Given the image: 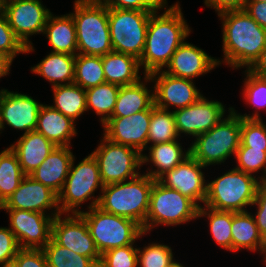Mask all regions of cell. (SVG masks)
I'll return each instance as SVG.
<instances>
[{
    "label": "cell",
    "instance_id": "obj_1",
    "mask_svg": "<svg viewBox=\"0 0 266 267\" xmlns=\"http://www.w3.org/2000/svg\"><path fill=\"white\" fill-rule=\"evenodd\" d=\"M164 12L157 10L150 16L143 53L139 59L142 74L163 70L177 48L188 38L191 28L184 19L179 1L168 6Z\"/></svg>",
    "mask_w": 266,
    "mask_h": 267
},
{
    "label": "cell",
    "instance_id": "obj_2",
    "mask_svg": "<svg viewBox=\"0 0 266 267\" xmlns=\"http://www.w3.org/2000/svg\"><path fill=\"white\" fill-rule=\"evenodd\" d=\"M222 22L223 59L232 69H249L266 48V29L262 28L245 10L227 11L218 15ZM246 67V68H245Z\"/></svg>",
    "mask_w": 266,
    "mask_h": 267
},
{
    "label": "cell",
    "instance_id": "obj_3",
    "mask_svg": "<svg viewBox=\"0 0 266 267\" xmlns=\"http://www.w3.org/2000/svg\"><path fill=\"white\" fill-rule=\"evenodd\" d=\"M154 181L143 172L133 179L104 185L97 207L104 212L134 220L143 227Z\"/></svg>",
    "mask_w": 266,
    "mask_h": 267
},
{
    "label": "cell",
    "instance_id": "obj_4",
    "mask_svg": "<svg viewBox=\"0 0 266 267\" xmlns=\"http://www.w3.org/2000/svg\"><path fill=\"white\" fill-rule=\"evenodd\" d=\"M73 6L78 54L102 57L112 52L108 7L100 0H75Z\"/></svg>",
    "mask_w": 266,
    "mask_h": 267
},
{
    "label": "cell",
    "instance_id": "obj_5",
    "mask_svg": "<svg viewBox=\"0 0 266 267\" xmlns=\"http://www.w3.org/2000/svg\"><path fill=\"white\" fill-rule=\"evenodd\" d=\"M228 115L212 129L201 133L189 145L190 155L205 167L221 165L230 157H235L240 146L241 118L227 108Z\"/></svg>",
    "mask_w": 266,
    "mask_h": 267
},
{
    "label": "cell",
    "instance_id": "obj_6",
    "mask_svg": "<svg viewBox=\"0 0 266 267\" xmlns=\"http://www.w3.org/2000/svg\"><path fill=\"white\" fill-rule=\"evenodd\" d=\"M255 177L238 169H229L223 175L209 181L204 206L219 211L243 212L255 200L260 185Z\"/></svg>",
    "mask_w": 266,
    "mask_h": 267
},
{
    "label": "cell",
    "instance_id": "obj_7",
    "mask_svg": "<svg viewBox=\"0 0 266 267\" xmlns=\"http://www.w3.org/2000/svg\"><path fill=\"white\" fill-rule=\"evenodd\" d=\"M74 156L69 168V173L66 178L64 187L58 195V206L60 212L75 213L82 212L81 204L91 201L87 206L88 209L98 205L101 191L104 188L102 183L99 166L97 160L90 153L75 165ZM100 189L98 196H95V191Z\"/></svg>",
    "mask_w": 266,
    "mask_h": 267
},
{
    "label": "cell",
    "instance_id": "obj_8",
    "mask_svg": "<svg viewBox=\"0 0 266 267\" xmlns=\"http://www.w3.org/2000/svg\"><path fill=\"white\" fill-rule=\"evenodd\" d=\"M199 206L178 190L155 180L150 193L149 209L142 230L149 234L158 226L184 225L198 219Z\"/></svg>",
    "mask_w": 266,
    "mask_h": 267
},
{
    "label": "cell",
    "instance_id": "obj_9",
    "mask_svg": "<svg viewBox=\"0 0 266 267\" xmlns=\"http://www.w3.org/2000/svg\"><path fill=\"white\" fill-rule=\"evenodd\" d=\"M87 210L79 214L101 255L113 248L134 245L136 240L147 235L134 220L104 212L97 206Z\"/></svg>",
    "mask_w": 266,
    "mask_h": 267
},
{
    "label": "cell",
    "instance_id": "obj_10",
    "mask_svg": "<svg viewBox=\"0 0 266 267\" xmlns=\"http://www.w3.org/2000/svg\"><path fill=\"white\" fill-rule=\"evenodd\" d=\"M157 10L108 8V24L113 51L141 58L148 22Z\"/></svg>",
    "mask_w": 266,
    "mask_h": 267
},
{
    "label": "cell",
    "instance_id": "obj_11",
    "mask_svg": "<svg viewBox=\"0 0 266 267\" xmlns=\"http://www.w3.org/2000/svg\"><path fill=\"white\" fill-rule=\"evenodd\" d=\"M91 154L97 160L104 185L133 179L141 172L142 157L138 150L114 143L104 136Z\"/></svg>",
    "mask_w": 266,
    "mask_h": 267
},
{
    "label": "cell",
    "instance_id": "obj_12",
    "mask_svg": "<svg viewBox=\"0 0 266 267\" xmlns=\"http://www.w3.org/2000/svg\"><path fill=\"white\" fill-rule=\"evenodd\" d=\"M51 12L41 0H5L4 14L15 36L26 47V53L35 51L30 37L43 34Z\"/></svg>",
    "mask_w": 266,
    "mask_h": 267
},
{
    "label": "cell",
    "instance_id": "obj_13",
    "mask_svg": "<svg viewBox=\"0 0 266 267\" xmlns=\"http://www.w3.org/2000/svg\"><path fill=\"white\" fill-rule=\"evenodd\" d=\"M153 85L154 105L157 108L174 110L196 103L204 95L196 87L194 80L179 78L158 70L148 74Z\"/></svg>",
    "mask_w": 266,
    "mask_h": 267
},
{
    "label": "cell",
    "instance_id": "obj_14",
    "mask_svg": "<svg viewBox=\"0 0 266 267\" xmlns=\"http://www.w3.org/2000/svg\"><path fill=\"white\" fill-rule=\"evenodd\" d=\"M51 238L57 244L77 254L89 257L99 265L101 254L97 250L88 226L80 214L61 213L55 216L52 223Z\"/></svg>",
    "mask_w": 266,
    "mask_h": 267
},
{
    "label": "cell",
    "instance_id": "obj_15",
    "mask_svg": "<svg viewBox=\"0 0 266 267\" xmlns=\"http://www.w3.org/2000/svg\"><path fill=\"white\" fill-rule=\"evenodd\" d=\"M9 215V228L20 248L42 249L50 240L57 215L21 209H0Z\"/></svg>",
    "mask_w": 266,
    "mask_h": 267
},
{
    "label": "cell",
    "instance_id": "obj_16",
    "mask_svg": "<svg viewBox=\"0 0 266 267\" xmlns=\"http://www.w3.org/2000/svg\"><path fill=\"white\" fill-rule=\"evenodd\" d=\"M172 112L179 137L185 134L189 135L188 138L190 136L195 138L225 118L227 110L222 102L209 100L203 96L196 103Z\"/></svg>",
    "mask_w": 266,
    "mask_h": 267
},
{
    "label": "cell",
    "instance_id": "obj_17",
    "mask_svg": "<svg viewBox=\"0 0 266 267\" xmlns=\"http://www.w3.org/2000/svg\"><path fill=\"white\" fill-rule=\"evenodd\" d=\"M43 103L29 94L0 90V134L5 125L23 131L24 134L35 131L38 114Z\"/></svg>",
    "mask_w": 266,
    "mask_h": 267
},
{
    "label": "cell",
    "instance_id": "obj_18",
    "mask_svg": "<svg viewBox=\"0 0 266 267\" xmlns=\"http://www.w3.org/2000/svg\"><path fill=\"white\" fill-rule=\"evenodd\" d=\"M205 168L190 155L157 180L168 188L178 190L182 195L202 207L207 197V180H205L206 176L203 172Z\"/></svg>",
    "mask_w": 266,
    "mask_h": 267
},
{
    "label": "cell",
    "instance_id": "obj_19",
    "mask_svg": "<svg viewBox=\"0 0 266 267\" xmlns=\"http://www.w3.org/2000/svg\"><path fill=\"white\" fill-rule=\"evenodd\" d=\"M0 209H21L47 215L61 214L58 195L29 175L23 177L18 188L0 206ZM47 210H51L50 213Z\"/></svg>",
    "mask_w": 266,
    "mask_h": 267
},
{
    "label": "cell",
    "instance_id": "obj_20",
    "mask_svg": "<svg viewBox=\"0 0 266 267\" xmlns=\"http://www.w3.org/2000/svg\"><path fill=\"white\" fill-rule=\"evenodd\" d=\"M151 107L127 117H110L102 126L103 136L110 141L138 150L147 148Z\"/></svg>",
    "mask_w": 266,
    "mask_h": 267
},
{
    "label": "cell",
    "instance_id": "obj_21",
    "mask_svg": "<svg viewBox=\"0 0 266 267\" xmlns=\"http://www.w3.org/2000/svg\"><path fill=\"white\" fill-rule=\"evenodd\" d=\"M216 67H219L217 58L194 44L184 41L163 71L175 77L193 80L210 73Z\"/></svg>",
    "mask_w": 266,
    "mask_h": 267
},
{
    "label": "cell",
    "instance_id": "obj_22",
    "mask_svg": "<svg viewBox=\"0 0 266 267\" xmlns=\"http://www.w3.org/2000/svg\"><path fill=\"white\" fill-rule=\"evenodd\" d=\"M73 157L70 147L56 146L29 176L59 195L64 187Z\"/></svg>",
    "mask_w": 266,
    "mask_h": 267
},
{
    "label": "cell",
    "instance_id": "obj_23",
    "mask_svg": "<svg viewBox=\"0 0 266 267\" xmlns=\"http://www.w3.org/2000/svg\"><path fill=\"white\" fill-rule=\"evenodd\" d=\"M178 140L157 143L147 146L145 150H149L147 153H142V167L143 165H151L146 170L147 175L152 179L157 180L165 172L172 170L178 164L183 162L187 157L190 156V147L187 150L182 147V142ZM184 150V151H183ZM153 164V165H152ZM155 169H153L154 167Z\"/></svg>",
    "mask_w": 266,
    "mask_h": 267
},
{
    "label": "cell",
    "instance_id": "obj_24",
    "mask_svg": "<svg viewBox=\"0 0 266 267\" xmlns=\"http://www.w3.org/2000/svg\"><path fill=\"white\" fill-rule=\"evenodd\" d=\"M36 132L43 134L55 146H71L77 133L76 122L50 105L43 104L37 120Z\"/></svg>",
    "mask_w": 266,
    "mask_h": 267
},
{
    "label": "cell",
    "instance_id": "obj_25",
    "mask_svg": "<svg viewBox=\"0 0 266 267\" xmlns=\"http://www.w3.org/2000/svg\"><path fill=\"white\" fill-rule=\"evenodd\" d=\"M16 154L25 175L32 173L56 147L43 134L31 131L22 134L9 146Z\"/></svg>",
    "mask_w": 266,
    "mask_h": 267
},
{
    "label": "cell",
    "instance_id": "obj_26",
    "mask_svg": "<svg viewBox=\"0 0 266 267\" xmlns=\"http://www.w3.org/2000/svg\"><path fill=\"white\" fill-rule=\"evenodd\" d=\"M149 75H144L143 79L126 86H120L114 111L111 117H127L135 113L148 110L154 104L153 86Z\"/></svg>",
    "mask_w": 266,
    "mask_h": 267
},
{
    "label": "cell",
    "instance_id": "obj_27",
    "mask_svg": "<svg viewBox=\"0 0 266 267\" xmlns=\"http://www.w3.org/2000/svg\"><path fill=\"white\" fill-rule=\"evenodd\" d=\"M43 35L52 47L51 52L78 54L76 27L72 15L57 16L50 14L44 27Z\"/></svg>",
    "mask_w": 266,
    "mask_h": 267
},
{
    "label": "cell",
    "instance_id": "obj_28",
    "mask_svg": "<svg viewBox=\"0 0 266 267\" xmlns=\"http://www.w3.org/2000/svg\"><path fill=\"white\" fill-rule=\"evenodd\" d=\"M107 83L126 86L138 82L142 75L139 60L131 55L109 52L101 57Z\"/></svg>",
    "mask_w": 266,
    "mask_h": 267
},
{
    "label": "cell",
    "instance_id": "obj_29",
    "mask_svg": "<svg viewBox=\"0 0 266 267\" xmlns=\"http://www.w3.org/2000/svg\"><path fill=\"white\" fill-rule=\"evenodd\" d=\"M75 58L71 54L50 52L30 71L42 76L52 87L74 83Z\"/></svg>",
    "mask_w": 266,
    "mask_h": 267
},
{
    "label": "cell",
    "instance_id": "obj_30",
    "mask_svg": "<svg viewBox=\"0 0 266 267\" xmlns=\"http://www.w3.org/2000/svg\"><path fill=\"white\" fill-rule=\"evenodd\" d=\"M231 234L232 252L247 249L261 255L265 242L251 212H233Z\"/></svg>",
    "mask_w": 266,
    "mask_h": 267
},
{
    "label": "cell",
    "instance_id": "obj_31",
    "mask_svg": "<svg viewBox=\"0 0 266 267\" xmlns=\"http://www.w3.org/2000/svg\"><path fill=\"white\" fill-rule=\"evenodd\" d=\"M53 91L52 108L58 110L74 122L87 112L86 91L75 83L51 87Z\"/></svg>",
    "mask_w": 266,
    "mask_h": 267
},
{
    "label": "cell",
    "instance_id": "obj_32",
    "mask_svg": "<svg viewBox=\"0 0 266 267\" xmlns=\"http://www.w3.org/2000/svg\"><path fill=\"white\" fill-rule=\"evenodd\" d=\"M119 89V85L105 82L85 90L87 111L93 110L102 125L114 111Z\"/></svg>",
    "mask_w": 266,
    "mask_h": 267
},
{
    "label": "cell",
    "instance_id": "obj_33",
    "mask_svg": "<svg viewBox=\"0 0 266 267\" xmlns=\"http://www.w3.org/2000/svg\"><path fill=\"white\" fill-rule=\"evenodd\" d=\"M206 217L209 223V230L214 242L221 249L232 251V211H219L206 206L199 207L198 218Z\"/></svg>",
    "mask_w": 266,
    "mask_h": 267
},
{
    "label": "cell",
    "instance_id": "obj_34",
    "mask_svg": "<svg viewBox=\"0 0 266 267\" xmlns=\"http://www.w3.org/2000/svg\"><path fill=\"white\" fill-rule=\"evenodd\" d=\"M25 174L10 147L0 152V206L18 188Z\"/></svg>",
    "mask_w": 266,
    "mask_h": 267
},
{
    "label": "cell",
    "instance_id": "obj_35",
    "mask_svg": "<svg viewBox=\"0 0 266 267\" xmlns=\"http://www.w3.org/2000/svg\"><path fill=\"white\" fill-rule=\"evenodd\" d=\"M244 72V83L242 88V98L246 105L252 106L255 111L251 114H241L234 107L232 110L242 119H262L260 109L266 111V78L254 75L248 69Z\"/></svg>",
    "mask_w": 266,
    "mask_h": 267
},
{
    "label": "cell",
    "instance_id": "obj_36",
    "mask_svg": "<svg viewBox=\"0 0 266 267\" xmlns=\"http://www.w3.org/2000/svg\"><path fill=\"white\" fill-rule=\"evenodd\" d=\"M179 134L176 128L175 119L172 111L151 106V117L148 129L149 144H157L178 140Z\"/></svg>",
    "mask_w": 266,
    "mask_h": 267
},
{
    "label": "cell",
    "instance_id": "obj_37",
    "mask_svg": "<svg viewBox=\"0 0 266 267\" xmlns=\"http://www.w3.org/2000/svg\"><path fill=\"white\" fill-rule=\"evenodd\" d=\"M105 82L104 68L100 56L76 55L74 71L75 84L86 90Z\"/></svg>",
    "mask_w": 266,
    "mask_h": 267
},
{
    "label": "cell",
    "instance_id": "obj_38",
    "mask_svg": "<svg viewBox=\"0 0 266 267\" xmlns=\"http://www.w3.org/2000/svg\"><path fill=\"white\" fill-rule=\"evenodd\" d=\"M42 250L48 267H98L91 258L57 244L52 238Z\"/></svg>",
    "mask_w": 266,
    "mask_h": 267
},
{
    "label": "cell",
    "instance_id": "obj_39",
    "mask_svg": "<svg viewBox=\"0 0 266 267\" xmlns=\"http://www.w3.org/2000/svg\"><path fill=\"white\" fill-rule=\"evenodd\" d=\"M234 159H236L235 163L237 164L234 167L235 169L255 177H257V173L261 172L259 180H262L266 173V149H252L247 146H239Z\"/></svg>",
    "mask_w": 266,
    "mask_h": 267
},
{
    "label": "cell",
    "instance_id": "obj_40",
    "mask_svg": "<svg viewBox=\"0 0 266 267\" xmlns=\"http://www.w3.org/2000/svg\"><path fill=\"white\" fill-rule=\"evenodd\" d=\"M173 260L175 258L171 246L160 241L138 248V267H167Z\"/></svg>",
    "mask_w": 266,
    "mask_h": 267
},
{
    "label": "cell",
    "instance_id": "obj_41",
    "mask_svg": "<svg viewBox=\"0 0 266 267\" xmlns=\"http://www.w3.org/2000/svg\"><path fill=\"white\" fill-rule=\"evenodd\" d=\"M240 146L266 149V125L263 119L241 118Z\"/></svg>",
    "mask_w": 266,
    "mask_h": 267
},
{
    "label": "cell",
    "instance_id": "obj_42",
    "mask_svg": "<svg viewBox=\"0 0 266 267\" xmlns=\"http://www.w3.org/2000/svg\"><path fill=\"white\" fill-rule=\"evenodd\" d=\"M137 257L135 245L113 248L101 255L98 267H138Z\"/></svg>",
    "mask_w": 266,
    "mask_h": 267
},
{
    "label": "cell",
    "instance_id": "obj_43",
    "mask_svg": "<svg viewBox=\"0 0 266 267\" xmlns=\"http://www.w3.org/2000/svg\"><path fill=\"white\" fill-rule=\"evenodd\" d=\"M0 53L8 56L13 61L20 53H26V47L15 36L4 13L0 15Z\"/></svg>",
    "mask_w": 266,
    "mask_h": 267
},
{
    "label": "cell",
    "instance_id": "obj_44",
    "mask_svg": "<svg viewBox=\"0 0 266 267\" xmlns=\"http://www.w3.org/2000/svg\"><path fill=\"white\" fill-rule=\"evenodd\" d=\"M108 8L130 10H160L167 0H100Z\"/></svg>",
    "mask_w": 266,
    "mask_h": 267
},
{
    "label": "cell",
    "instance_id": "obj_45",
    "mask_svg": "<svg viewBox=\"0 0 266 267\" xmlns=\"http://www.w3.org/2000/svg\"><path fill=\"white\" fill-rule=\"evenodd\" d=\"M20 249L9 227H0V264L12 260Z\"/></svg>",
    "mask_w": 266,
    "mask_h": 267
},
{
    "label": "cell",
    "instance_id": "obj_46",
    "mask_svg": "<svg viewBox=\"0 0 266 267\" xmlns=\"http://www.w3.org/2000/svg\"><path fill=\"white\" fill-rule=\"evenodd\" d=\"M14 259L19 267H48L42 249L20 248Z\"/></svg>",
    "mask_w": 266,
    "mask_h": 267
},
{
    "label": "cell",
    "instance_id": "obj_47",
    "mask_svg": "<svg viewBox=\"0 0 266 267\" xmlns=\"http://www.w3.org/2000/svg\"><path fill=\"white\" fill-rule=\"evenodd\" d=\"M252 206H256V213H252V215L264 242H266V186L259 185Z\"/></svg>",
    "mask_w": 266,
    "mask_h": 267
},
{
    "label": "cell",
    "instance_id": "obj_48",
    "mask_svg": "<svg viewBox=\"0 0 266 267\" xmlns=\"http://www.w3.org/2000/svg\"><path fill=\"white\" fill-rule=\"evenodd\" d=\"M247 0H204V6L213 8L217 15L227 11L244 10Z\"/></svg>",
    "mask_w": 266,
    "mask_h": 267
},
{
    "label": "cell",
    "instance_id": "obj_49",
    "mask_svg": "<svg viewBox=\"0 0 266 267\" xmlns=\"http://www.w3.org/2000/svg\"><path fill=\"white\" fill-rule=\"evenodd\" d=\"M244 10L262 28L266 29V2L247 1Z\"/></svg>",
    "mask_w": 266,
    "mask_h": 267
},
{
    "label": "cell",
    "instance_id": "obj_50",
    "mask_svg": "<svg viewBox=\"0 0 266 267\" xmlns=\"http://www.w3.org/2000/svg\"><path fill=\"white\" fill-rule=\"evenodd\" d=\"M248 70L256 76L266 78V48Z\"/></svg>",
    "mask_w": 266,
    "mask_h": 267
},
{
    "label": "cell",
    "instance_id": "obj_51",
    "mask_svg": "<svg viewBox=\"0 0 266 267\" xmlns=\"http://www.w3.org/2000/svg\"><path fill=\"white\" fill-rule=\"evenodd\" d=\"M13 60L8 56L0 53V78L7 77L10 74Z\"/></svg>",
    "mask_w": 266,
    "mask_h": 267
},
{
    "label": "cell",
    "instance_id": "obj_52",
    "mask_svg": "<svg viewBox=\"0 0 266 267\" xmlns=\"http://www.w3.org/2000/svg\"><path fill=\"white\" fill-rule=\"evenodd\" d=\"M0 267H19V265L15 259H12L0 264Z\"/></svg>",
    "mask_w": 266,
    "mask_h": 267
},
{
    "label": "cell",
    "instance_id": "obj_53",
    "mask_svg": "<svg viewBox=\"0 0 266 267\" xmlns=\"http://www.w3.org/2000/svg\"><path fill=\"white\" fill-rule=\"evenodd\" d=\"M167 267H185V266H184V264L177 262L175 259Z\"/></svg>",
    "mask_w": 266,
    "mask_h": 267
},
{
    "label": "cell",
    "instance_id": "obj_54",
    "mask_svg": "<svg viewBox=\"0 0 266 267\" xmlns=\"http://www.w3.org/2000/svg\"><path fill=\"white\" fill-rule=\"evenodd\" d=\"M262 255L264 256V257H262L263 258V262L266 265V242L264 243V247H263V251L261 253V256Z\"/></svg>",
    "mask_w": 266,
    "mask_h": 267
},
{
    "label": "cell",
    "instance_id": "obj_55",
    "mask_svg": "<svg viewBox=\"0 0 266 267\" xmlns=\"http://www.w3.org/2000/svg\"><path fill=\"white\" fill-rule=\"evenodd\" d=\"M4 2L5 0H0V15L4 13Z\"/></svg>",
    "mask_w": 266,
    "mask_h": 267
},
{
    "label": "cell",
    "instance_id": "obj_56",
    "mask_svg": "<svg viewBox=\"0 0 266 267\" xmlns=\"http://www.w3.org/2000/svg\"><path fill=\"white\" fill-rule=\"evenodd\" d=\"M260 184L266 186V173L264 177L262 178V180H260Z\"/></svg>",
    "mask_w": 266,
    "mask_h": 267
},
{
    "label": "cell",
    "instance_id": "obj_57",
    "mask_svg": "<svg viewBox=\"0 0 266 267\" xmlns=\"http://www.w3.org/2000/svg\"><path fill=\"white\" fill-rule=\"evenodd\" d=\"M247 1H259V2H266V0H247Z\"/></svg>",
    "mask_w": 266,
    "mask_h": 267
}]
</instances>
